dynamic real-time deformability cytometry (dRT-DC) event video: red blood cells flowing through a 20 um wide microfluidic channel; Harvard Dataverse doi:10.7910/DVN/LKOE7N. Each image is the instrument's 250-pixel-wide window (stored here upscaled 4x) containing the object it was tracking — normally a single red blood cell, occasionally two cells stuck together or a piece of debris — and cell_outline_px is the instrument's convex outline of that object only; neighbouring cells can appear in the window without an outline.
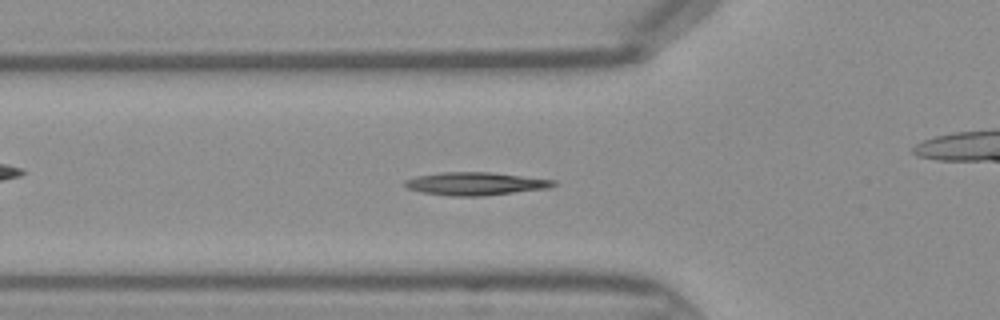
{"species": "Egyptian fruit bat (a non-hibernating species)", "species_latin": "Rousettus aegyptiacus", "temperature_condition": "warm", "stored_images_in_passage": 34, "camera_frame_rate_fps": 3000, "um_per_image_px": 0.085, "frame": {"image": 1, "passage_image": 4, "time_ms": 1.0, "image_size_px": [1000, 320], "cell_outline_px": [[556, 184], [548, 188], [484, 196], [452, 196], [424, 192], [408, 188], [404, 184], [404, 180], [416, 176], [444, 172], [492, 172], [556, 180]], "centroid_in_image_um": [40.43, 15.61], "position_along_channel_um": 85.4, "area_um2": 19.77}}
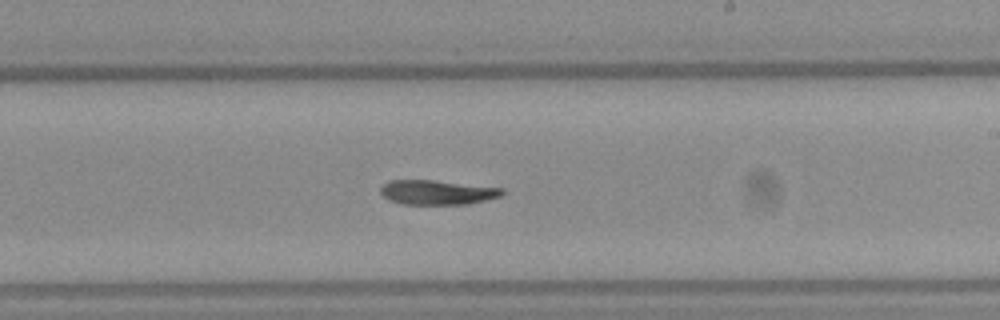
{"frame": {"image": 2, "passage_image": 15, "time_ms": 4.667, "image_size_px": [1000, 320], "cell_outline_px": [[504, 192], [500, 196], [468, 204], [400, 204], [388, 200], [380, 192], [380, 188], [388, 180], [432, 180], [504, 188]], "centroid_in_image_um": [37.13, 16.35], "position_along_channel_um": 251.9, "area_um2": 17.34}}
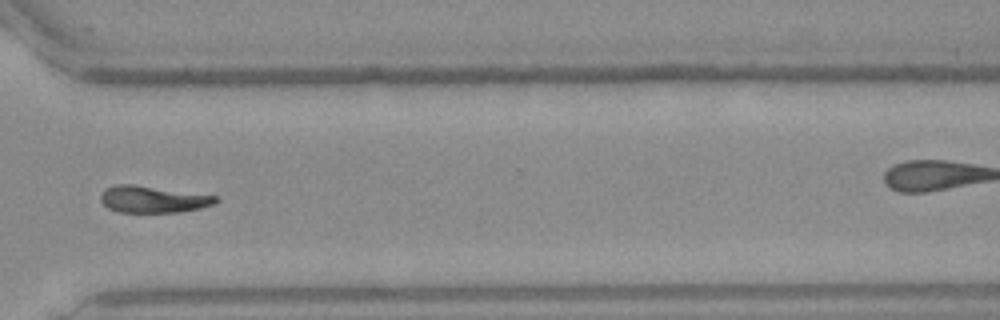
{"frame": {"image": 3, "passage_image": 22, "time_ms": 7.0, "image_size_px": [1000, 320], "cell_outline_px": [[220, 200], [212, 204], [200, 208], [180, 212], [120, 212], [108, 208], [100, 200], [100, 192], [104, 188], [116, 184], [132, 184], [220, 196]], "centroid_in_image_um": [12.99, 16.93], "position_along_channel_um": 357.6, "area_um2": 18.09}}